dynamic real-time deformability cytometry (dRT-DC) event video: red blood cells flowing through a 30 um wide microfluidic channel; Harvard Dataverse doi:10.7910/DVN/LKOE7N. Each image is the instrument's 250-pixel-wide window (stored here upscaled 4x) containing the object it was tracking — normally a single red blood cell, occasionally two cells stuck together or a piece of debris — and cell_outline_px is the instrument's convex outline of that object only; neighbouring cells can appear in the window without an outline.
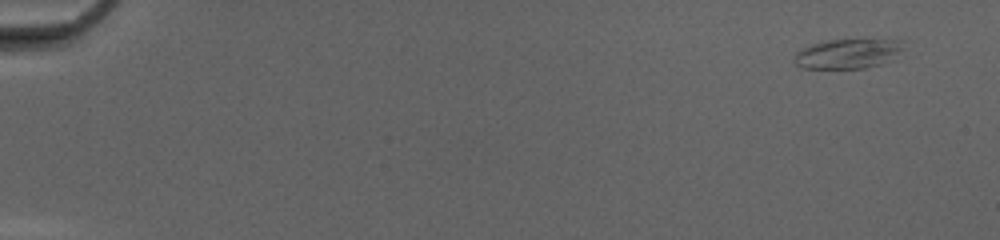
{"species": "common noctule bat (a hibernating species)", "species_latin": "Nyctalus noctula", "temperature_condition": "cold", "stored_images_in_passage": 49, "camera_frame_rate_fps": 3000, "um_per_image_px": 0.085, "animal": {"sex": "female", "body_mass_g": 20.0, "forearm_length_mm": 54.0}, "frame": {"image": 1, "passage_image": 1, "time_ms": 0.0, "image_size_px": [1000, 240], "cell_outline_px": [[904, 40], [896, 60], [864, 68], [804, 68], [796, 64], [796, 52], [812, 44], [828, 40]], "centroid_in_image_um": [72.12, 4.57], "position_along_channel_um": 12.9, "area_um2": 18.61}}
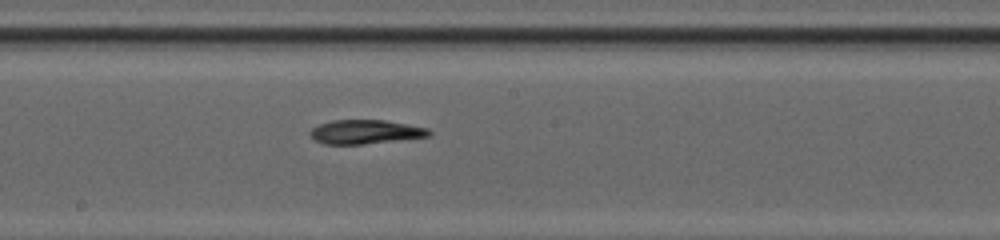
{"frame": {"image": 2, "passage_image": 28, "time_ms": 9.0, "image_size_px": [1000, 240], "cell_outline_px": [[432, 136], [364, 144], [324, 144], [316, 140], [308, 132], [312, 128], [320, 124], [332, 120], [384, 120], [408, 124], [428, 128], [432, 132]], "centroid_in_image_um": [31.09, 11.21], "position_along_channel_um": 217.1, "area_um2": 16.65}}
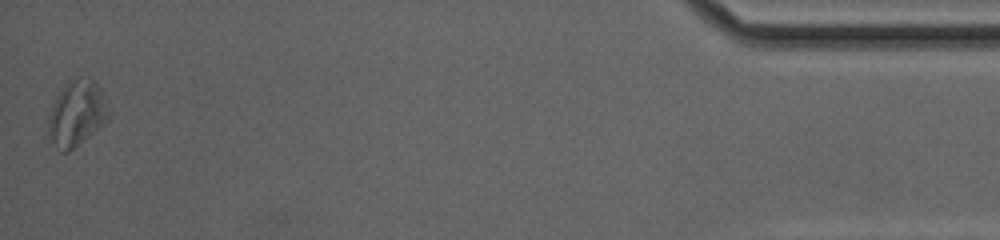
{"frame": {"image": 3, "passage_image": 49, "time_ms": 16.0, "image_size_px": [1000, 240], "cell_outline_px": [[112, 116], [88, 136], [68, 152], [60, 152], [52, 140], [48, 132], [48, 116], [52, 104], [60, 88], [64, 84], [80, 76], [96, 80], [112, 112]], "centroid_in_image_um": [6.54, 9.59], "position_along_channel_um": 428.7, "area_um2": 23.24}, "authors_computed_cell_mechanics": {"area_um2": 17.5712, "velocity_mm_per_s": 4.1624, "shape_relaxation_time_tau1_ms": 5.5006, "shape_relaxation_time_tau2_ms": 8.6155, "deformation_change_tau1": 0.1804, "deformation_change_tau2": 0.2178}}